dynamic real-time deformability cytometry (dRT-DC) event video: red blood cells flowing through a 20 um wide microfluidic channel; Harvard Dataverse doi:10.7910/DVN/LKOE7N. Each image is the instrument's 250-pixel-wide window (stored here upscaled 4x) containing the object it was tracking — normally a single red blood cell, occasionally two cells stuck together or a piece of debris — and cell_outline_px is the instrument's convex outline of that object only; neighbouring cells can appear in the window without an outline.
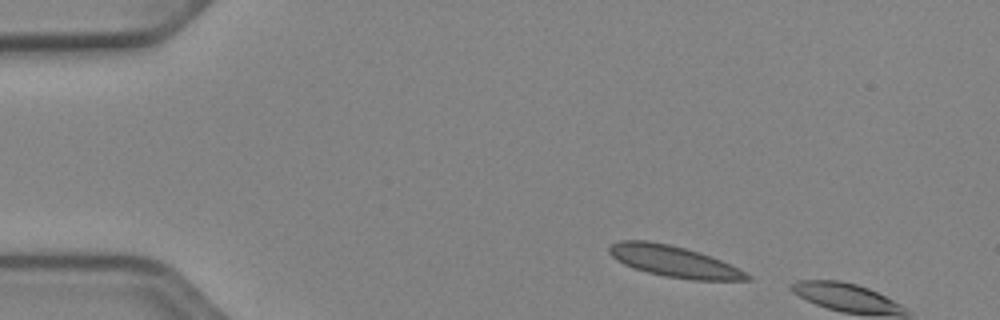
{"species": "Egyptian fruit bat (a non-hibernating species)", "species_latin": "Rousettus aegyptiacus", "temperature_condition": "cold", "stored_images_in_passage": 4, "camera_frame_rate_fps": 3000, "um_per_image_px": 0.085, "animal": {"sex": "female"}, "frame": {"image": 1, "passage_image": 2, "time_ms": 0.333, "image_size_px": [1000, 320], "cell_outline_px": [[752, 280], [692, 280], [664, 276], [632, 268], [616, 260], [608, 252], [608, 248], [612, 244], [620, 240], [648, 240], [668, 244], [700, 252], [712, 256], [752, 276]], "centroid_in_image_um": [57.25, 22.21], "position_along_channel_um": 27.8, "area_um2": 24.97}}